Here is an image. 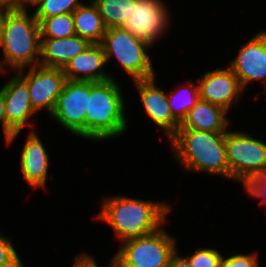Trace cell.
Returning a JSON list of instances; mask_svg holds the SVG:
<instances>
[{"label":"cell","instance_id":"33","mask_svg":"<svg viewBox=\"0 0 266 267\" xmlns=\"http://www.w3.org/2000/svg\"><path fill=\"white\" fill-rule=\"evenodd\" d=\"M9 267H27L25 262L19 258L13 265H10Z\"/></svg>","mask_w":266,"mask_h":267},{"label":"cell","instance_id":"14","mask_svg":"<svg viewBox=\"0 0 266 267\" xmlns=\"http://www.w3.org/2000/svg\"><path fill=\"white\" fill-rule=\"evenodd\" d=\"M157 75L132 81L137 91L141 107L151 122L161 130L167 141L177 132L180 123L173 117L168 105L167 91L157 85ZM140 99V100H139Z\"/></svg>","mask_w":266,"mask_h":267},{"label":"cell","instance_id":"25","mask_svg":"<svg viewBox=\"0 0 266 267\" xmlns=\"http://www.w3.org/2000/svg\"><path fill=\"white\" fill-rule=\"evenodd\" d=\"M232 253V255H231ZM230 255L223 253V257L220 262V267H260V259L258 251H252L251 253H234Z\"/></svg>","mask_w":266,"mask_h":267},{"label":"cell","instance_id":"24","mask_svg":"<svg viewBox=\"0 0 266 267\" xmlns=\"http://www.w3.org/2000/svg\"><path fill=\"white\" fill-rule=\"evenodd\" d=\"M192 267H220L222 252L212 247H198L194 252L183 255Z\"/></svg>","mask_w":266,"mask_h":267},{"label":"cell","instance_id":"17","mask_svg":"<svg viewBox=\"0 0 266 267\" xmlns=\"http://www.w3.org/2000/svg\"><path fill=\"white\" fill-rule=\"evenodd\" d=\"M90 44L76 34L66 38H41L39 65L63 69L70 60L82 53Z\"/></svg>","mask_w":266,"mask_h":267},{"label":"cell","instance_id":"1","mask_svg":"<svg viewBox=\"0 0 266 267\" xmlns=\"http://www.w3.org/2000/svg\"><path fill=\"white\" fill-rule=\"evenodd\" d=\"M100 211L93 215L105 223L121 244L156 232L169 221L173 207L165 201L137 199L123 195L103 197Z\"/></svg>","mask_w":266,"mask_h":267},{"label":"cell","instance_id":"27","mask_svg":"<svg viewBox=\"0 0 266 267\" xmlns=\"http://www.w3.org/2000/svg\"><path fill=\"white\" fill-rule=\"evenodd\" d=\"M11 241L10 237L0 231V267H9L20 258L16 246Z\"/></svg>","mask_w":266,"mask_h":267},{"label":"cell","instance_id":"4","mask_svg":"<svg viewBox=\"0 0 266 267\" xmlns=\"http://www.w3.org/2000/svg\"><path fill=\"white\" fill-rule=\"evenodd\" d=\"M30 12L9 9L4 14L0 42L2 72L13 73L39 65L41 55L39 22L34 13Z\"/></svg>","mask_w":266,"mask_h":267},{"label":"cell","instance_id":"15","mask_svg":"<svg viewBox=\"0 0 266 267\" xmlns=\"http://www.w3.org/2000/svg\"><path fill=\"white\" fill-rule=\"evenodd\" d=\"M27 134L19 157L20 173L25 184L34 190L46 189L48 180L54 178V174L49 173L50 154L36 130H30Z\"/></svg>","mask_w":266,"mask_h":267},{"label":"cell","instance_id":"8","mask_svg":"<svg viewBox=\"0 0 266 267\" xmlns=\"http://www.w3.org/2000/svg\"><path fill=\"white\" fill-rule=\"evenodd\" d=\"M169 9L164 0H136L122 28L154 49V44L166 36L172 25Z\"/></svg>","mask_w":266,"mask_h":267},{"label":"cell","instance_id":"5","mask_svg":"<svg viewBox=\"0 0 266 267\" xmlns=\"http://www.w3.org/2000/svg\"><path fill=\"white\" fill-rule=\"evenodd\" d=\"M100 45L108 62L116 61L131 81L148 79L158 75L150 53L153 48L122 27L107 28ZM113 59V60H112Z\"/></svg>","mask_w":266,"mask_h":267},{"label":"cell","instance_id":"28","mask_svg":"<svg viewBox=\"0 0 266 267\" xmlns=\"http://www.w3.org/2000/svg\"><path fill=\"white\" fill-rule=\"evenodd\" d=\"M2 125V133L4 135V142L9 146L10 139L16 133L8 124L5 113V99L3 90L0 88V126Z\"/></svg>","mask_w":266,"mask_h":267},{"label":"cell","instance_id":"2","mask_svg":"<svg viewBox=\"0 0 266 267\" xmlns=\"http://www.w3.org/2000/svg\"><path fill=\"white\" fill-rule=\"evenodd\" d=\"M168 142L172 157L185 173L202 172L229 181L225 132L178 129Z\"/></svg>","mask_w":266,"mask_h":267},{"label":"cell","instance_id":"22","mask_svg":"<svg viewBox=\"0 0 266 267\" xmlns=\"http://www.w3.org/2000/svg\"><path fill=\"white\" fill-rule=\"evenodd\" d=\"M36 19L39 22L41 38H66L75 35L72 13Z\"/></svg>","mask_w":266,"mask_h":267},{"label":"cell","instance_id":"18","mask_svg":"<svg viewBox=\"0 0 266 267\" xmlns=\"http://www.w3.org/2000/svg\"><path fill=\"white\" fill-rule=\"evenodd\" d=\"M228 112L223 107L199 99L189 110L179 129L226 132L231 127Z\"/></svg>","mask_w":266,"mask_h":267},{"label":"cell","instance_id":"10","mask_svg":"<svg viewBox=\"0 0 266 267\" xmlns=\"http://www.w3.org/2000/svg\"><path fill=\"white\" fill-rule=\"evenodd\" d=\"M16 73L28 85L33 110L37 115L45 111L50 117L66 80L62 69L36 65Z\"/></svg>","mask_w":266,"mask_h":267},{"label":"cell","instance_id":"9","mask_svg":"<svg viewBox=\"0 0 266 267\" xmlns=\"http://www.w3.org/2000/svg\"><path fill=\"white\" fill-rule=\"evenodd\" d=\"M89 81L65 80L50 116L69 134L86 140Z\"/></svg>","mask_w":266,"mask_h":267},{"label":"cell","instance_id":"16","mask_svg":"<svg viewBox=\"0 0 266 267\" xmlns=\"http://www.w3.org/2000/svg\"><path fill=\"white\" fill-rule=\"evenodd\" d=\"M100 44H90L82 53L70 60L62 69L65 79L72 81L102 82L114 77ZM110 71V72H109Z\"/></svg>","mask_w":266,"mask_h":267},{"label":"cell","instance_id":"3","mask_svg":"<svg viewBox=\"0 0 266 267\" xmlns=\"http://www.w3.org/2000/svg\"><path fill=\"white\" fill-rule=\"evenodd\" d=\"M122 87L117 79L89 81L86 141L101 143L127 133L129 129L127 101H125L127 97Z\"/></svg>","mask_w":266,"mask_h":267},{"label":"cell","instance_id":"36","mask_svg":"<svg viewBox=\"0 0 266 267\" xmlns=\"http://www.w3.org/2000/svg\"><path fill=\"white\" fill-rule=\"evenodd\" d=\"M265 88L263 87L264 91L260 92L259 94L261 95L262 93H266V84L264 85Z\"/></svg>","mask_w":266,"mask_h":267},{"label":"cell","instance_id":"23","mask_svg":"<svg viewBox=\"0 0 266 267\" xmlns=\"http://www.w3.org/2000/svg\"><path fill=\"white\" fill-rule=\"evenodd\" d=\"M85 1V0H84ZM82 0H42L34 10L35 18H49L52 16L73 13L85 2Z\"/></svg>","mask_w":266,"mask_h":267},{"label":"cell","instance_id":"30","mask_svg":"<svg viewBox=\"0 0 266 267\" xmlns=\"http://www.w3.org/2000/svg\"><path fill=\"white\" fill-rule=\"evenodd\" d=\"M41 2L42 0H12L9 9L15 11H27V12L31 10V12H33ZM28 8L32 9L28 10Z\"/></svg>","mask_w":266,"mask_h":267},{"label":"cell","instance_id":"19","mask_svg":"<svg viewBox=\"0 0 266 267\" xmlns=\"http://www.w3.org/2000/svg\"><path fill=\"white\" fill-rule=\"evenodd\" d=\"M72 17L76 35L83 37L91 44H100L107 28L92 0H86L72 13Z\"/></svg>","mask_w":266,"mask_h":267},{"label":"cell","instance_id":"32","mask_svg":"<svg viewBox=\"0 0 266 267\" xmlns=\"http://www.w3.org/2000/svg\"><path fill=\"white\" fill-rule=\"evenodd\" d=\"M9 10V8H5L0 6V42H1V36H2V26H3V20H4V14Z\"/></svg>","mask_w":266,"mask_h":267},{"label":"cell","instance_id":"34","mask_svg":"<svg viewBox=\"0 0 266 267\" xmlns=\"http://www.w3.org/2000/svg\"><path fill=\"white\" fill-rule=\"evenodd\" d=\"M12 0H0V6L10 8Z\"/></svg>","mask_w":266,"mask_h":267},{"label":"cell","instance_id":"11","mask_svg":"<svg viewBox=\"0 0 266 267\" xmlns=\"http://www.w3.org/2000/svg\"><path fill=\"white\" fill-rule=\"evenodd\" d=\"M197 78L199 99L220 106L230 111L240 105L245 90L240 84L238 77L226 65L210 69ZM202 75V76H201Z\"/></svg>","mask_w":266,"mask_h":267},{"label":"cell","instance_id":"13","mask_svg":"<svg viewBox=\"0 0 266 267\" xmlns=\"http://www.w3.org/2000/svg\"><path fill=\"white\" fill-rule=\"evenodd\" d=\"M236 56L226 64L246 90L249 84H266V30L262 29L239 46Z\"/></svg>","mask_w":266,"mask_h":267},{"label":"cell","instance_id":"29","mask_svg":"<svg viewBox=\"0 0 266 267\" xmlns=\"http://www.w3.org/2000/svg\"><path fill=\"white\" fill-rule=\"evenodd\" d=\"M73 261L74 262L72 263L71 267H99L94 254H88L86 251L79 255H74ZM109 263L110 265H108V267H112V257Z\"/></svg>","mask_w":266,"mask_h":267},{"label":"cell","instance_id":"35","mask_svg":"<svg viewBox=\"0 0 266 267\" xmlns=\"http://www.w3.org/2000/svg\"><path fill=\"white\" fill-rule=\"evenodd\" d=\"M112 267H119L116 265V262H115V259H114V256L112 255Z\"/></svg>","mask_w":266,"mask_h":267},{"label":"cell","instance_id":"12","mask_svg":"<svg viewBox=\"0 0 266 267\" xmlns=\"http://www.w3.org/2000/svg\"><path fill=\"white\" fill-rule=\"evenodd\" d=\"M7 74L10 78L0 88L3 90L5 99L7 124L16 132L10 139V146L21 135L25 127L33 131L34 128H38V124H35L36 118H32L37 113L31 106L27 83L16 72H13L15 75L12 74V76L10 72H4L5 76Z\"/></svg>","mask_w":266,"mask_h":267},{"label":"cell","instance_id":"31","mask_svg":"<svg viewBox=\"0 0 266 267\" xmlns=\"http://www.w3.org/2000/svg\"><path fill=\"white\" fill-rule=\"evenodd\" d=\"M179 248L176 253L171 257L168 267H192L188 260L180 255Z\"/></svg>","mask_w":266,"mask_h":267},{"label":"cell","instance_id":"37","mask_svg":"<svg viewBox=\"0 0 266 267\" xmlns=\"http://www.w3.org/2000/svg\"><path fill=\"white\" fill-rule=\"evenodd\" d=\"M0 75H1V77H2V76L5 77V76H4V72H2L1 69H0Z\"/></svg>","mask_w":266,"mask_h":267},{"label":"cell","instance_id":"7","mask_svg":"<svg viewBox=\"0 0 266 267\" xmlns=\"http://www.w3.org/2000/svg\"><path fill=\"white\" fill-rule=\"evenodd\" d=\"M247 131L225 132L229 180L244 186L252 177L266 173V141Z\"/></svg>","mask_w":266,"mask_h":267},{"label":"cell","instance_id":"21","mask_svg":"<svg viewBox=\"0 0 266 267\" xmlns=\"http://www.w3.org/2000/svg\"><path fill=\"white\" fill-rule=\"evenodd\" d=\"M106 28L122 27L136 0H92Z\"/></svg>","mask_w":266,"mask_h":267},{"label":"cell","instance_id":"6","mask_svg":"<svg viewBox=\"0 0 266 267\" xmlns=\"http://www.w3.org/2000/svg\"><path fill=\"white\" fill-rule=\"evenodd\" d=\"M166 224L156 232L122 242L114 259L119 267H168L178 250L177 239L167 232Z\"/></svg>","mask_w":266,"mask_h":267},{"label":"cell","instance_id":"20","mask_svg":"<svg viewBox=\"0 0 266 267\" xmlns=\"http://www.w3.org/2000/svg\"><path fill=\"white\" fill-rule=\"evenodd\" d=\"M174 89V90H173ZM167 92L168 105L173 117L181 124L189 110L199 100V90L197 80L190 79Z\"/></svg>","mask_w":266,"mask_h":267},{"label":"cell","instance_id":"26","mask_svg":"<svg viewBox=\"0 0 266 267\" xmlns=\"http://www.w3.org/2000/svg\"><path fill=\"white\" fill-rule=\"evenodd\" d=\"M244 192L248 194L250 198L259 201L260 206L266 207V173L259 174L255 177H252L244 186ZM266 212V208L264 210Z\"/></svg>","mask_w":266,"mask_h":267}]
</instances>
